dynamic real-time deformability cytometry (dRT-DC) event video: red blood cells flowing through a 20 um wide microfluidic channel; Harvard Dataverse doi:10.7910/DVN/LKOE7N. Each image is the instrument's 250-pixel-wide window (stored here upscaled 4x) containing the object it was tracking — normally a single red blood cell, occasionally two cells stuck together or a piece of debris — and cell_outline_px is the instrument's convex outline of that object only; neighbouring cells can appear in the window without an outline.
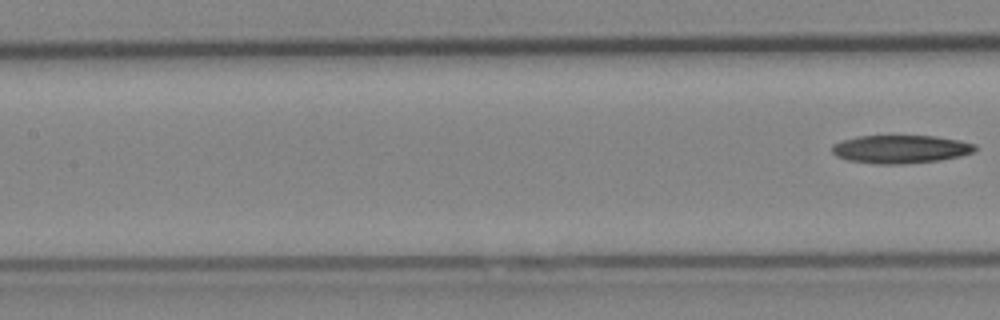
{"species": "Egyptian fruit bat (a non-hibernating species)", "species_latin": "Rousettus aegyptiacus", "temperature_condition": "cold", "stored_images_in_passage": 9, "camera_frame_rate_fps": 3000, "um_per_image_px": 0.085, "animal": {"sex": "female"}, "frame": {"image": 1, "passage_image": 9, "time_ms": 2.667, "image_size_px": [1000, 320], "cell_outline_px": [[976, 152], [960, 156], [940, 160], [904, 164], [876, 164], [848, 160], [836, 156], [832, 152], [832, 144], [856, 136], [936, 136], [960, 140], [976, 144]], "centroid_in_image_um": [76.58, 12.68], "position_along_channel_um": 130.8, "area_um2": 23.64}}